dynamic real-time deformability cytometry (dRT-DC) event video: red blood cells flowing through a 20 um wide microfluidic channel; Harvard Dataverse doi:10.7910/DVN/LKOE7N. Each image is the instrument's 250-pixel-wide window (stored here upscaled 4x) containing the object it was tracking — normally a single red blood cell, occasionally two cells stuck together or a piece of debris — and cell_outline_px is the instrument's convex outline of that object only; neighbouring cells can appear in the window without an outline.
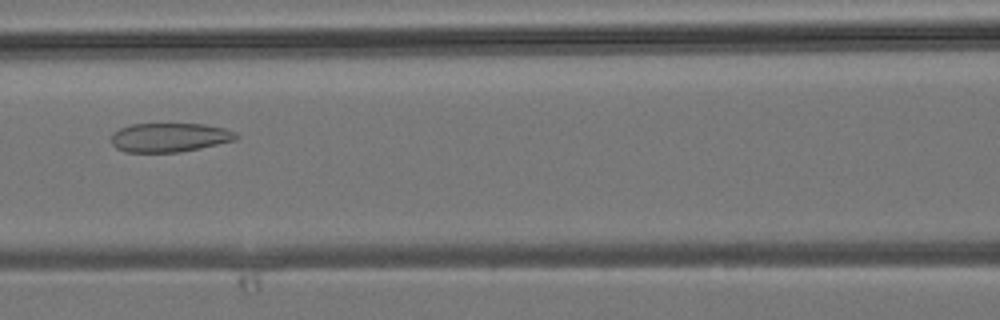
{"species": "common noctule bat (a hibernating species)", "species_latin": "Nyctalus noctula", "temperature_condition": "room temperature", "stored_images_in_passage": 32, "camera_frame_rate_fps": 3000, "um_per_image_px": 0.085, "animal": {"sex": "male", "body_mass_g": 19.2, "forearm_length_mm": 51.8}, "frame": {"image": 1, "passage_image": 9, "time_ms": 2.667, "image_size_px": [1000, 320], "cell_outline_px": [[240, 136], [236, 140], [200, 148], [180, 152], [124, 152], [116, 148], [112, 144], [112, 132], [120, 128], [132, 124], [204, 124], [224, 128], [236, 132]], "centroid_in_image_um": [14.42, 11.68], "position_along_channel_um": 152.2, "area_um2": 21.21}}
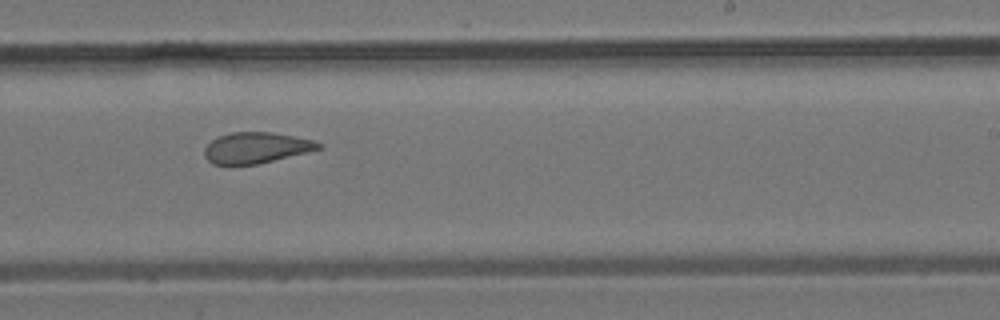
{"frame": {"image": 2, "passage_image": 16, "time_ms": 5.0, "image_size_px": [1000, 320], "cell_outline_px": [[324, 148], [308, 152], [256, 164], [212, 164], [204, 156], [204, 148], [212, 140], [220, 136], [232, 132], [272, 132], [316, 140], [324, 144]], "centroid_in_image_um": [21.83, 12.55], "position_along_channel_um": 267.2, "area_um2": 20.58}}
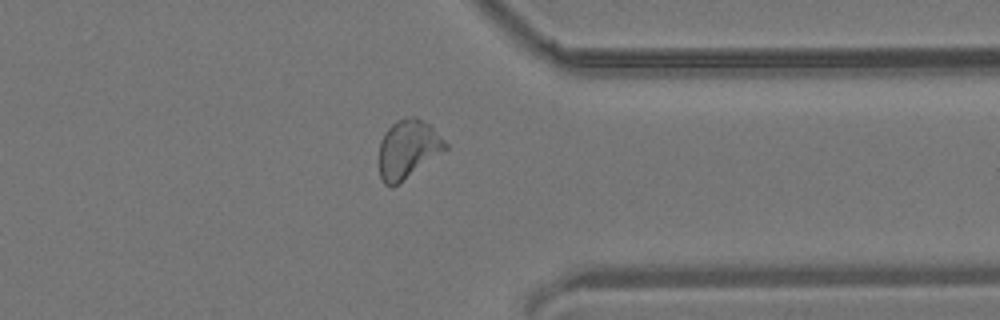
{"frame": {"image": 3, "passage_image": 23, "time_ms": 7.333, "image_size_px": [1000, 320], "cell_outline_px": [[448, 148], [392, 188], [384, 184], [380, 176], [380, 140], [384, 132], [396, 120], [408, 116], [416, 116], [428, 124], [448, 144]], "centroid_in_image_um": [34.65, 12.66], "position_along_channel_um": 376.7, "area_um2": 22.37}}